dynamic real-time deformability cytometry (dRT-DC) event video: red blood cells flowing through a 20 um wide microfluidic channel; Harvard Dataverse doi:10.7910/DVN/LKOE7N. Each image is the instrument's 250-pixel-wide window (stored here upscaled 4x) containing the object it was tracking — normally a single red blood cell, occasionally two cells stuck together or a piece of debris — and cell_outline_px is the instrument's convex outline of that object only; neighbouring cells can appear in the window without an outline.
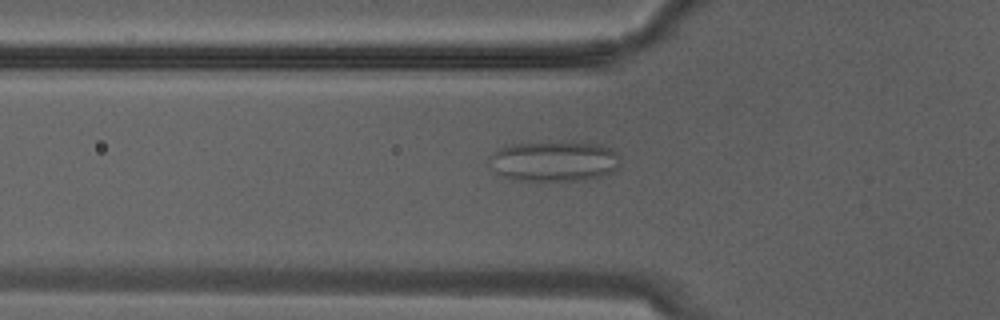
{"species": "Egyptian fruit bat (a non-hibernating species)", "species_latin": "Rousettus aegyptiacus", "temperature_condition": "warm", "stored_images_in_passage": 10, "camera_frame_rate_fps": 3000, "um_per_image_px": 0.085, "animal": {"sex": "male"}, "frame": {"image": 1, "passage_image": 2, "time_ms": 0.333, "image_size_px": [1000, 320], "cell_outline_px": [[620, 164], [612, 172], [600, 176], [580, 180], [516, 180], [504, 176], [496, 172], [488, 164], [488, 156], [496, 148], [512, 144], [600, 144], [612, 148], [616, 152]], "centroid_in_image_um": [47.04, 13.72], "position_along_channel_um": 78.8, "area_um2": 30.17}}
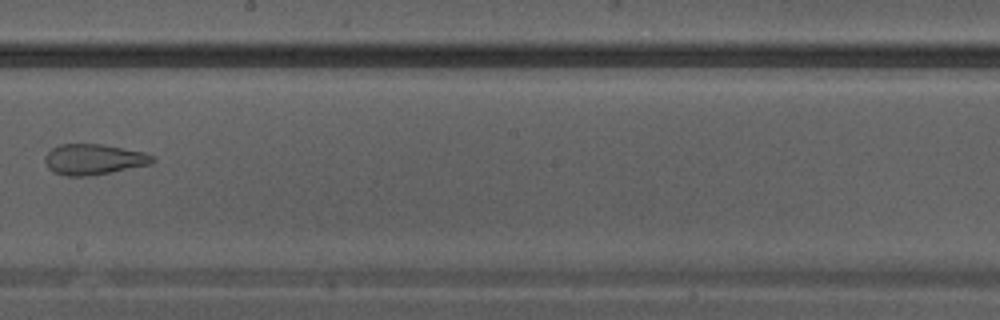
{"frame": {"image": 2, "passage_image": 9, "time_ms": 2.667, "image_size_px": [1000, 320], "cell_outline_px": [[156, 160], [148, 164], [108, 172], [84, 176], [64, 176], [52, 172], [48, 168], [44, 160], [44, 156], [52, 148], [60, 144], [100, 144], [144, 152], [156, 156]], "centroid_in_image_um": [7.91, 13.54], "position_along_channel_um": 240.3, "area_um2": 19.02}}